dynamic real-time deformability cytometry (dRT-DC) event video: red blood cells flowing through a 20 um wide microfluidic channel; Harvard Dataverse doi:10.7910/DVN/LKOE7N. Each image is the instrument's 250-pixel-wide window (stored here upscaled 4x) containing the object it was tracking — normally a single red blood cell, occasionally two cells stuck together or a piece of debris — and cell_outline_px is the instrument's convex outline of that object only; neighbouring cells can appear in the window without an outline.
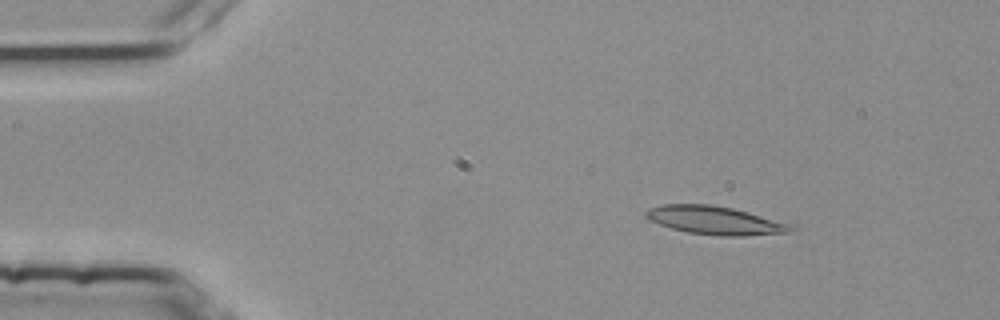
{"species": "common noctule bat (a hibernating species)", "species_latin": "Nyctalus noctula", "temperature_condition": "room temperature", "stored_images_in_passage": 5, "segment_of_instrument_passage": [1, 2], "camera_frame_rate_fps": 3000, "um_per_image_px": 0.085, "animal": {"sex": "female", "body_mass_g": 25.1}, "frame": {"image": 1, "passage_image": 2, "time_ms": 0.333, "image_size_px": [1000, 320], "cell_outline_px": [[796, 228], [788, 232], [744, 236], [720, 236], [688, 232], [672, 228], [648, 220], [644, 216], [644, 212], [652, 208], [664, 204], [712, 204], [732, 208], [748, 212], [788, 224]], "centroid_in_image_um": [60.72, 18.73], "position_along_channel_um": 24.3, "area_um2": 23.58}}
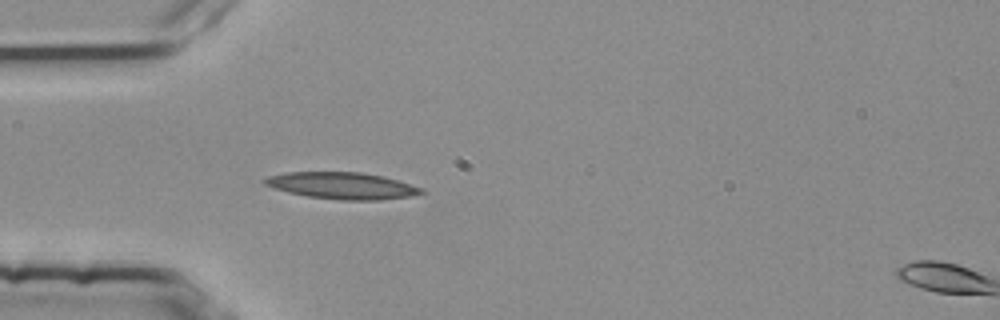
{"frame": {"image": 2, "passage_image": 4, "time_ms": 1.0, "image_size_px": [1000, 320], "cell_outline_px": [[428, 192], [412, 196], [380, 200], [340, 200], [308, 196], [288, 192], [264, 184], [260, 180], [264, 176], [288, 172], [360, 172], [384, 176], [400, 180], [424, 188]], "centroid_in_image_um": [29.13, 15.77], "position_along_channel_um": 55.9, "area_um2": 24.74}}